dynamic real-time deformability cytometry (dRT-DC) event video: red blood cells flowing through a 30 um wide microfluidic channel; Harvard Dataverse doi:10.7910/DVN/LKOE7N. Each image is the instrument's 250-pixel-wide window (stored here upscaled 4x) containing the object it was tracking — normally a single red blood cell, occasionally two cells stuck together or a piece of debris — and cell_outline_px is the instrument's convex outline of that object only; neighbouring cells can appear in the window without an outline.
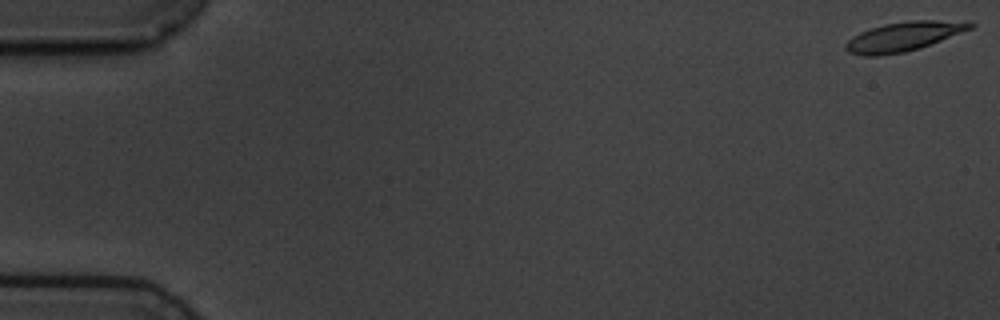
{"species": "common noctule bat (a hibernating species)", "species_latin": "Nyctalus noctula", "temperature_condition": "cold", "stored_images_in_passage": 5, "camera_frame_rate_fps": 3000, "um_per_image_px": 0.085, "animal": {"sex": "male", "body_mass_g": 19.5, "forearm_length_mm": 54.6}, "frame": {"image": 1, "passage_image": 1, "time_ms": 0.0, "image_size_px": [1000, 320], "cell_outline_px": [[976, 24], [972, 28], [920, 48], [904, 52], [880, 56], [864, 56], [848, 52], [844, 48], [844, 44], [852, 36], [860, 32], [884, 24], [912, 20], [972, 20]], "centroid_in_image_um": [76.83, 3.09], "position_along_channel_um": 8.2, "area_um2": 21.44}}
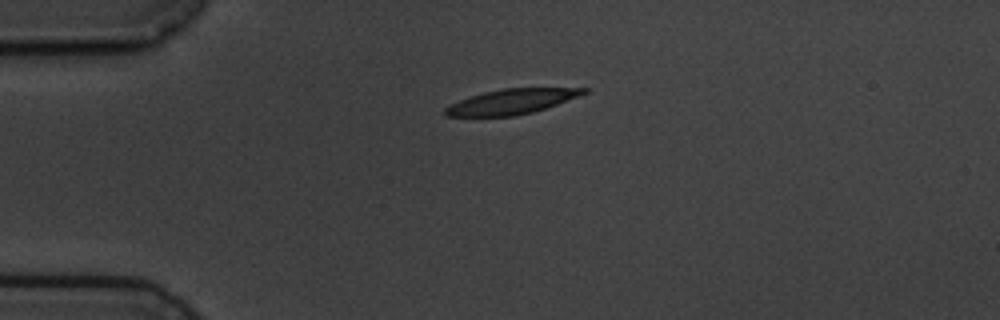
{"frame": {"image": 2, "passage_image": 4, "time_ms": 4.333, "image_size_px": [1000, 320], "cell_outline_px": [[588, 92], [556, 104], [532, 112], [516, 116], [444, 116], [444, 108], [460, 100], [484, 92], [500, 88], [588, 88]], "centroid_in_image_um": [43.45, 8.63], "position_along_channel_um": 41.5, "area_um2": 19.88}}